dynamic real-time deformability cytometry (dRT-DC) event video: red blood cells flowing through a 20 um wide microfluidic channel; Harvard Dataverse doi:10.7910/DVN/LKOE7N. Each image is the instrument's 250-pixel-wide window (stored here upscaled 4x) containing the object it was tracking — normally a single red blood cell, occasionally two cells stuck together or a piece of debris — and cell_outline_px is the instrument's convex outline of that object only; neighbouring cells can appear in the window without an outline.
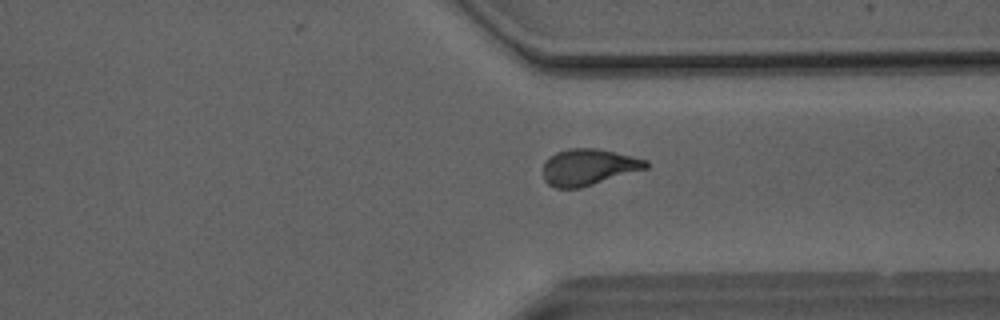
{"species": "Egyptian fruit bat (a non-hibernating species)", "species_latin": "Rousettus aegyptiacus", "temperature_condition": "room temperature", "stored_images_in_passage": 40, "camera_frame_rate_fps": 3000, "um_per_image_px": 0.085, "animal": {"sex": "male"}, "frame": {"image": 1, "passage_image": 28, "time_ms": 9.0, "image_size_px": [1000, 320], "cell_outline_px": [[648, 168], [580, 188], [556, 188], [548, 184], [544, 180], [544, 160], [556, 152], [568, 148], [596, 148], [632, 156], [648, 160]], "centroid_in_image_um": [50.01, 14.2], "position_along_channel_um": 361.4, "area_um2": 21.79}}
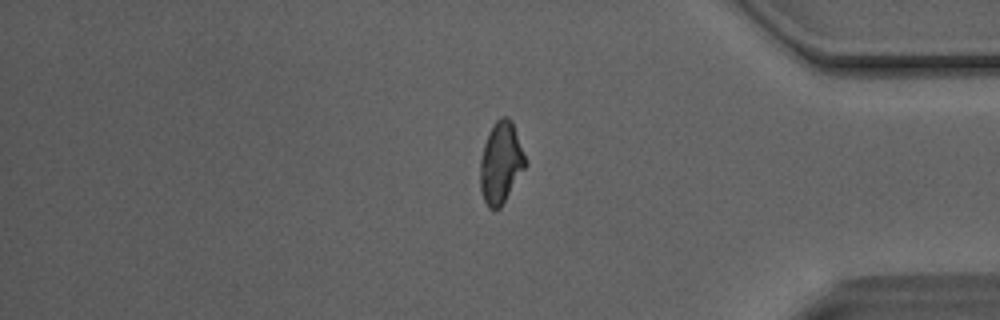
{"frame": {"image": 2, "passage_image": 32, "time_ms": 10.333, "image_size_px": [1000, 320], "cell_outline_px": [[528, 164], [500, 208], [496, 212], [488, 208], [484, 200], [480, 188], [480, 160], [484, 144], [488, 132], [492, 124], [500, 116], [508, 116], [512, 120], [528, 160]], "centroid_in_image_um": [42.59, 13.82], "position_along_channel_um": 392.6, "area_um2": 22.02}}
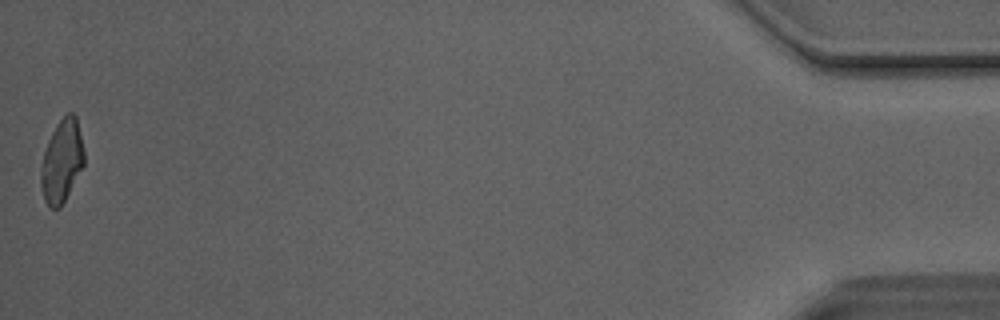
{"frame": {"image": 3, "passage_image": 40, "time_ms": 13.0, "image_size_px": [1000, 320], "cell_outline_px": [[84, 164], [60, 208], [48, 208], [44, 200], [40, 184], [40, 176], [44, 152], [48, 140], [56, 124], [68, 112], [72, 112], [76, 116], [84, 152]], "centroid_in_image_um": [5.24, 13.7], "position_along_channel_um": 430.0, "area_um2": 20.63}, "authors_computed_cell_mechanics": {"area_um2": 21.675, "velocity_mm_per_s": 4.1297, "shape_relaxation_time_tau1_ms": null, "shape_relaxation_time_tau2_ms": 1.7529, "deformation_change_tau1": null, "deformation_change_tau2": 0.0806}}